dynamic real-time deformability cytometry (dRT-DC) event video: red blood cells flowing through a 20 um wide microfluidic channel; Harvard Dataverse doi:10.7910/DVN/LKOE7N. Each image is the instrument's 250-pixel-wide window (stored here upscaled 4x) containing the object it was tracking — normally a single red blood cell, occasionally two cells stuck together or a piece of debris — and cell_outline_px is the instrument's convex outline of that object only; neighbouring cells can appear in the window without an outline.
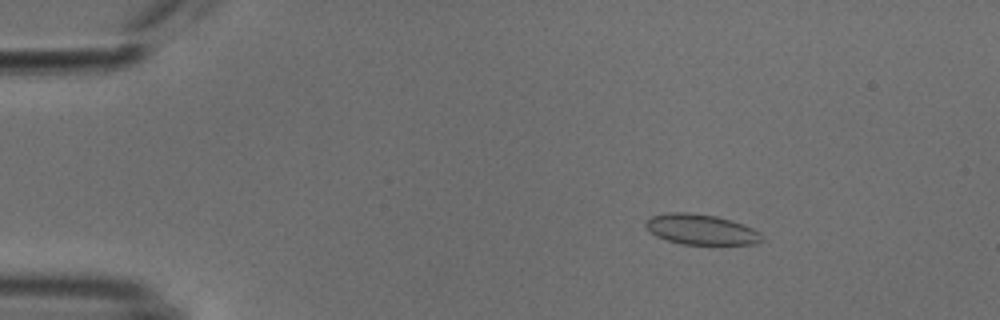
{"species": "common noctule bat (a hibernating species)", "species_latin": "Nyctalus noctula", "temperature_condition": "cold", "stored_images_in_passage": 54, "camera_frame_rate_fps": 3000, "um_per_image_px": 0.085, "animal": {"sex": "male", "body_mass_g": 18.8}, "frame": {"image": 1, "passage_image": 9, "time_ms": 2.667, "image_size_px": [1000, 320], "cell_outline_px": [[764, 240], [756, 244], [680, 244], [656, 236], [644, 224], [652, 216], [668, 212], [688, 212], [716, 216], [732, 220], [744, 224], [760, 232], [764, 236]], "centroid_in_image_um": [59.64, 19.5], "position_along_channel_um": 25.4, "area_um2": 20.58}}
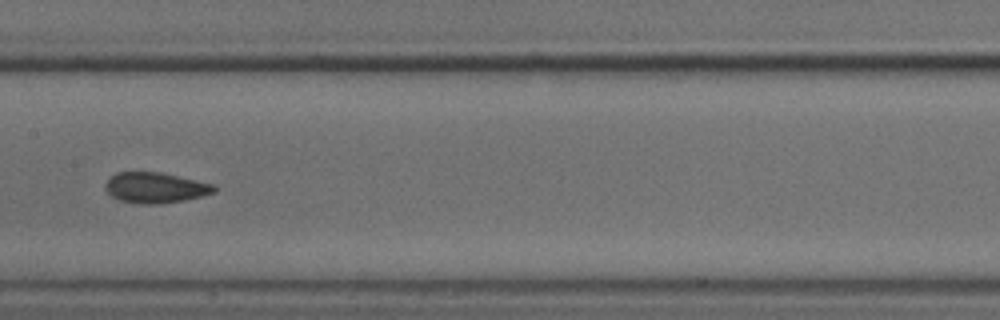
{"frame": {"image": 2, "passage_image": 28, "time_ms": 9.0, "image_size_px": [1000, 320], "cell_outline_px": [[216, 192], [184, 200], [160, 204], [140, 204], [120, 200], [112, 196], [104, 188], [104, 184], [116, 172], [160, 172], [216, 184]], "centroid_in_image_um": [13.22, 15.95], "position_along_channel_um": 194.2, "area_um2": 19.42}}
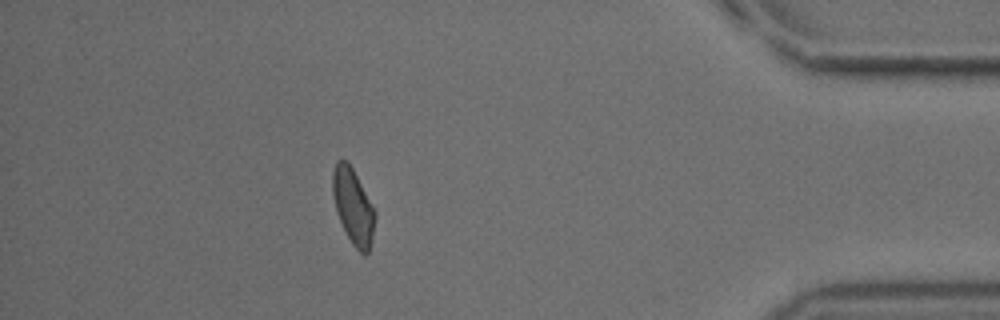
{"frame": {"image": 3, "passage_image": 48, "time_ms": 15.667, "image_size_px": [1000, 320], "cell_outline_px": [[376, 216], [372, 240], [368, 252], [364, 256], [352, 244], [336, 212], [332, 192], [332, 172], [336, 160], [348, 160], [376, 212]], "centroid_in_image_um": [30.01, 17.53], "position_along_channel_um": 405.2, "area_um2": 18.61}, "authors_computed_cell_mechanics": {"area_um2": 19.1318, "velocity_mm_per_s": 3.8058, "shape_relaxation_time_tau1_ms": null, "shape_relaxation_time_tau2_ms": 3.1374, "deformation_change_tau1": null, "deformation_change_tau2": 0.0816}}